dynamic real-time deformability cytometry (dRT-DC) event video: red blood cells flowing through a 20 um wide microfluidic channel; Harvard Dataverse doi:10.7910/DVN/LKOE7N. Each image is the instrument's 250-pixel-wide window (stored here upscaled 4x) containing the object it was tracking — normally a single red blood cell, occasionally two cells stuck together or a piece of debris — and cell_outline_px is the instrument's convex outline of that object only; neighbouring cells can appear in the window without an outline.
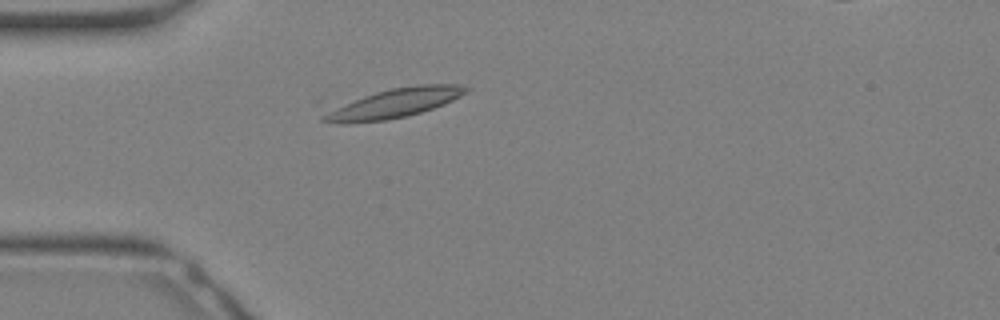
{"species": "Egyptian fruit bat (a non-hibernating species)", "species_latin": "Rousettus aegyptiacus", "temperature_condition": "warm", "stored_images_in_passage": 34, "camera_frame_rate_fps": 3000, "um_per_image_px": 0.085, "animal": {"sex": "female"}, "frame": {"image": 1, "passage_image": 10, "time_ms": 3.0, "image_size_px": [1000, 320], "cell_outline_px": [[468, 88], [460, 96], [444, 104], [408, 116], [384, 120], [344, 124], [320, 120], [320, 116], [336, 108], [364, 96], [376, 92], [392, 88], [420, 84], [460, 84]], "centroid_in_image_um": [33.54, 8.78], "position_along_channel_um": 51.5, "area_um2": 23.58}}
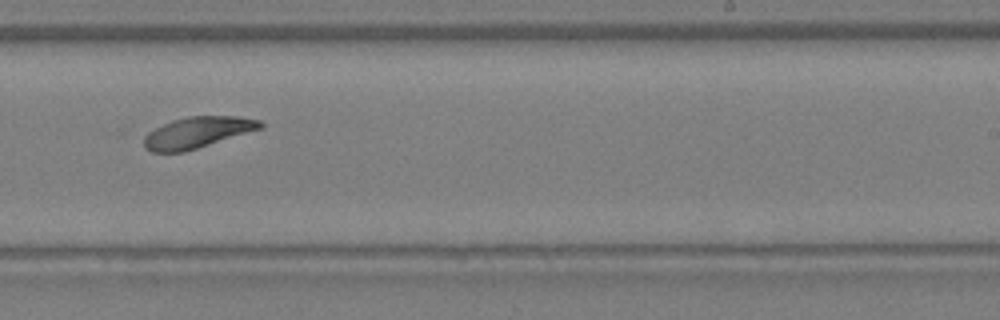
{"frame": {"image": 2, "passage_image": 21, "time_ms": 6.667, "image_size_px": [1000, 320], "cell_outline_px": [[264, 128], [184, 152], [152, 152], [144, 148], [144, 136], [148, 132], [172, 120], [188, 116], [236, 116], [260, 120], [264, 124]], "centroid_in_image_um": [16.8, 11.26], "position_along_channel_um": 272.2, "area_um2": 21.15}}
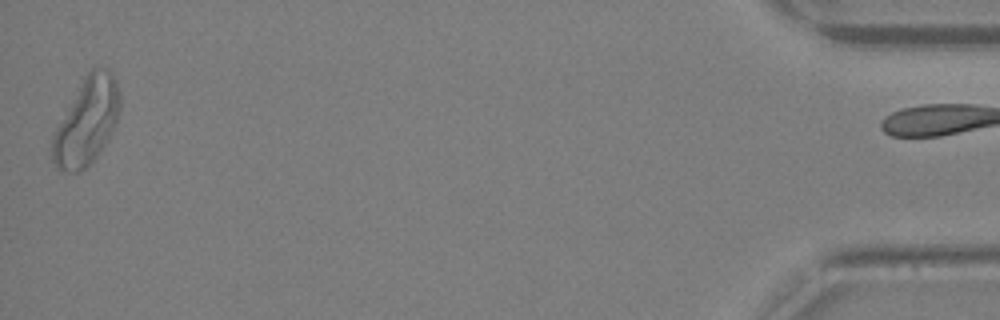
{"frame": {"image": 3, "passage_image": 33, "time_ms": 10.667, "image_size_px": [1000, 320], "cell_outline_px": [[120, 104], [116, 120], [112, 132], [108, 140], [96, 156], [80, 172], [64, 172], [56, 168], [52, 160], [52, 136], [56, 128], [88, 72], [96, 64], [108, 68], [112, 72], [116, 80], [120, 92]], "centroid_in_image_um": [7.38, 10.32], "position_along_channel_um": 427.8, "area_um2": 33.76}}